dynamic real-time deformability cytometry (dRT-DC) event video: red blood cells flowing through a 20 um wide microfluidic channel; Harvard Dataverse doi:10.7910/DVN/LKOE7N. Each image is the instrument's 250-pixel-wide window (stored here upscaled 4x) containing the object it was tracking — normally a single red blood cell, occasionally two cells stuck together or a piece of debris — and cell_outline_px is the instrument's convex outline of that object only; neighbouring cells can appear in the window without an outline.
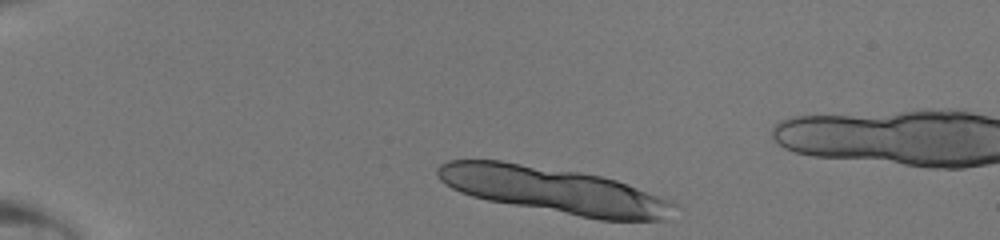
{"species": "human", "species_latin": "Homo sapiens", "temperature_condition": "room temperature", "stored_images_in_passage": 8, "camera_frame_rate_fps": 3000, "um_per_image_px": 0.085, "donor": {"sex": "male"}, "frame": {"image": 1, "passage_image": 1, "time_ms": 0.0, "image_size_px": [1000, 240], "cell_outline_px": [[676, 204], [660, 220], [600, 220], [488, 200], [472, 196], [460, 192], [452, 188], [440, 180], [436, 172], [436, 168], [440, 164], [448, 160], [500, 160], [580, 172], [600, 176], [616, 180], [628, 184], [672, 200]], "centroid_in_image_um": [47.03, 16.15], "position_along_channel_um": 38.0, "area_um2": 62.94}}